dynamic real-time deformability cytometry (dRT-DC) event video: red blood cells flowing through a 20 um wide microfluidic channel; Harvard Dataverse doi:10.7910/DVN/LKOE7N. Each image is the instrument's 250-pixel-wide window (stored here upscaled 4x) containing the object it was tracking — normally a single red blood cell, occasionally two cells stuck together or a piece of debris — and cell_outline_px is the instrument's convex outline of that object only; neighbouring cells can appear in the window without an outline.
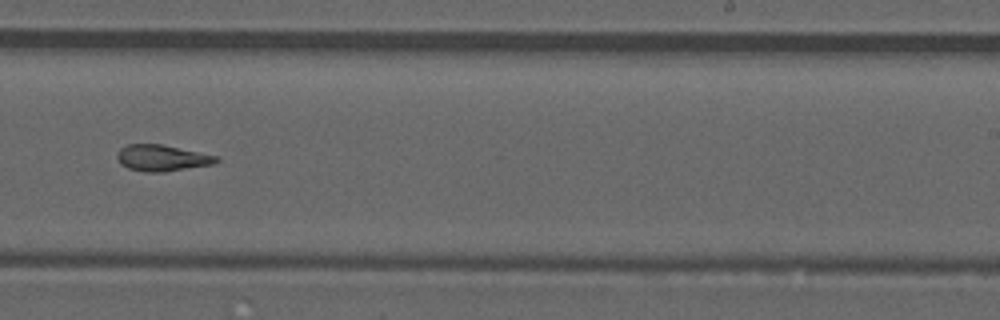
{"species": "common noctule bat (a hibernating species)", "species_latin": "Nyctalus noctula", "temperature_condition": "room temperature", "stored_images_in_passage": 47, "camera_frame_rate_fps": 3000, "um_per_image_px": 0.085, "animal": {"sex": "male", "forearm_length_mm": 52.5}, "frame": {"image": 1, "passage_image": 27, "time_ms": 8.667, "image_size_px": [1000, 320], "cell_outline_px": [[220, 160], [216, 164], [164, 172], [144, 172], [128, 168], [120, 164], [116, 156], [116, 152], [120, 148], [128, 144], [160, 144], [220, 156]], "centroid_in_image_um": [13.79, 13.43], "position_along_channel_um": 275.2, "area_um2": 15.43}, "authors_computed_cell_mechanics": {"area_um2": 15.4904, "velocity_mm_per_s": 3.899, "shape_relaxation_time_tau1_ms": null, "shape_relaxation_time_tau2_ms": 2.741, "deformation_change_tau1": null, "deformation_change_tau2": 0.1108}}